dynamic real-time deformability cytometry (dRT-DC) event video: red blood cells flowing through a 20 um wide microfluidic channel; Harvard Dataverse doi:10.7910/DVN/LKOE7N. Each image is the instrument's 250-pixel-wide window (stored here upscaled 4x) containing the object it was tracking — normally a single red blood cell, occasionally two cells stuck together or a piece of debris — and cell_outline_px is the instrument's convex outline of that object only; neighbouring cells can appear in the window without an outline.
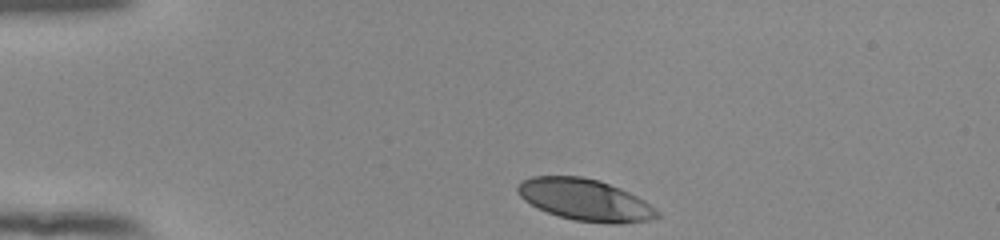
{"species": "human", "species_latin": "Homo sapiens", "temperature_condition": "room temperature", "stored_images_in_passage": 35, "camera_frame_rate_fps": 3000, "um_per_image_px": 0.085, "donor": {"sex": "female"}, "frame": {"image": 1, "passage_image": 1, "time_ms": 0.0, "image_size_px": [1000, 240], "cell_outline_px": [[660, 216], [652, 220], [620, 224], [612, 224], [576, 220], [560, 216], [548, 212], [524, 200], [516, 192], [516, 184], [520, 180], [532, 176], [580, 176], [600, 180], [620, 188], [644, 200], [660, 212]], "centroid_in_image_um": [49.73, 16.98], "position_along_channel_um": 35.3, "area_um2": 33.93}}
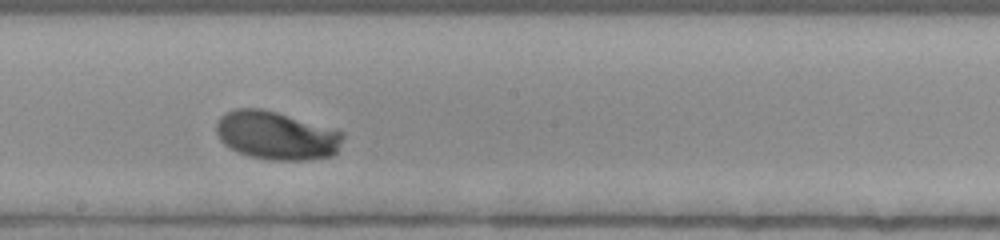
{"frame": {"image": 2, "passage_image": 20, "time_ms": 6.333, "image_size_px": [1000, 240], "cell_outline_px": [[344, 136], [336, 152], [332, 156], [308, 160], [268, 160], [252, 156], [240, 152], [224, 144], [220, 140], [216, 132], [216, 124], [220, 116], [224, 112], [236, 108], [260, 108], [276, 112], [336, 128], [344, 132]], "centroid_in_image_um": [23.52, 11.5], "position_along_channel_um": 224.7, "area_um2": 35.89}}
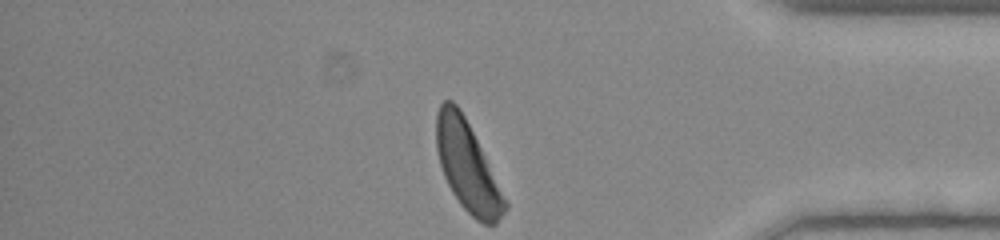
{"frame": {"image": 3, "passage_image": 35, "time_ms": 11.333, "image_size_px": [1000, 240], "cell_outline_px": [[508, 208], [496, 224], [484, 224], [476, 220], [460, 204], [452, 192], [444, 176], [440, 164], [436, 148], [436, 112], [440, 104], [444, 100], [452, 100], [460, 108], [508, 204]], "centroid_in_image_um": [39.7, 14.15], "position_along_channel_um": 395.5, "area_um2": 35.03}, "authors_computed_cell_mechanics": {"area_um2": 34.9112, "velocity_mm_per_s": 3.8722, "shape_relaxation_time_tau1_ms": 3.38, "shape_relaxation_time_tau2_ms": null, "deformation_change_tau1": 0.2027, "deformation_change_tau2": null}}